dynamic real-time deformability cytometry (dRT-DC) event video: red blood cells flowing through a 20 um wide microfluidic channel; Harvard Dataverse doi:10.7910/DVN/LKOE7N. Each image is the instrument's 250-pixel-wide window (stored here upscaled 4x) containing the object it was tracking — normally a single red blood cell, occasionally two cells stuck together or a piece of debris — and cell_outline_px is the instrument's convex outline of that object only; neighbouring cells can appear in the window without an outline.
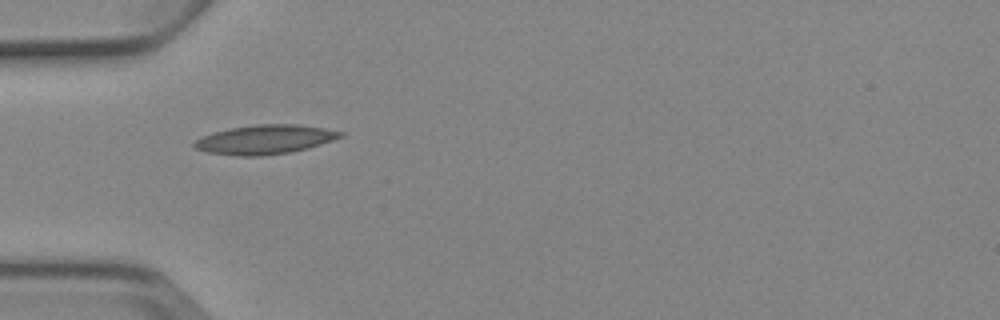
{"species": "Egyptian fruit bat (a non-hibernating species)", "species_latin": "Rousettus aegyptiacus", "temperature_condition": "cold", "stored_images_in_passage": 2, "camera_frame_rate_fps": 3000, "um_per_image_px": 0.085, "animal": {"sex": "female"}, "frame": {"image": 1, "passage_image": 1, "time_ms": 0.0, "image_size_px": [1000, 320], "cell_outline_px": [[344, 136], [308, 148], [288, 152], [260, 156], [240, 156], [208, 152], [196, 148], [192, 144], [200, 136], [232, 128], [256, 124], [296, 124], [324, 128], [344, 132]], "centroid_in_image_um": [22.53, 11.85], "position_along_channel_um": 62.5, "area_um2": 24.57}}
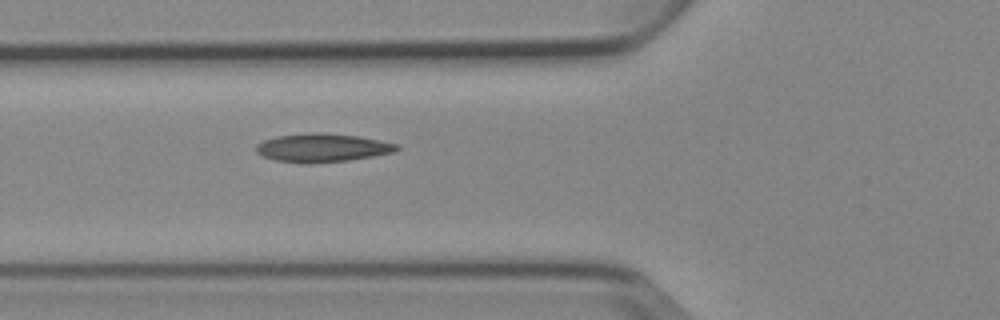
{"frame": {"image": 2, "passage_image": 2, "time_ms": 1.0, "image_size_px": [1000, 320], "cell_outline_px": [[400, 148], [396, 152], [348, 160], [276, 160], [264, 156], [256, 152], [256, 144], [264, 140], [276, 136], [304, 132], [324, 132], [360, 136], [400, 144]], "centroid_in_image_um": [27.47, 12.49], "position_along_channel_um": 98.3, "area_um2": 22.6}}